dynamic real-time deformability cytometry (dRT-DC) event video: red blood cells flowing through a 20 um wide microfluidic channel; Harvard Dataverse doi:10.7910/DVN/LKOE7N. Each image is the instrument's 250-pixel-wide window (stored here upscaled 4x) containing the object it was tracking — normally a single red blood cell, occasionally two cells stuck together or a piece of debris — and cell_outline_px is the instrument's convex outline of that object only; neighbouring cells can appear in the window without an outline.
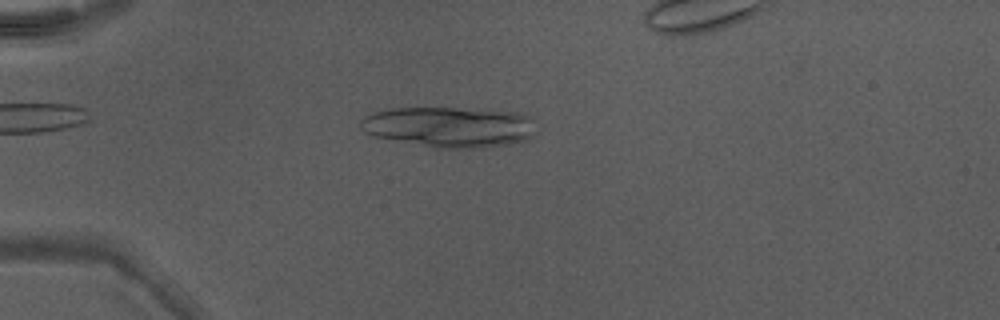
{"species": "Egyptian fruit bat (a non-hibernating species)", "species_latin": "Rousettus aegyptiacus", "temperature_condition": "warm", "stored_images_in_passage": 45, "camera_frame_rate_fps": 3000, "um_per_image_px": 0.085, "animal": {"sex": "male"}, "frame": {"image": 1, "passage_image": 14, "time_ms": 4.333, "image_size_px": [1000, 320], "cell_outline_px": [[532, 136], [528, 140], [508, 144], [476, 148], [432, 148], [376, 136], [364, 132], [360, 128], [360, 120], [372, 112], [392, 108], [456, 108], [516, 112], [528, 116]], "centroid_in_image_um": [38.11, 10.79], "position_along_channel_um": 46.9, "area_um2": 41.04}}